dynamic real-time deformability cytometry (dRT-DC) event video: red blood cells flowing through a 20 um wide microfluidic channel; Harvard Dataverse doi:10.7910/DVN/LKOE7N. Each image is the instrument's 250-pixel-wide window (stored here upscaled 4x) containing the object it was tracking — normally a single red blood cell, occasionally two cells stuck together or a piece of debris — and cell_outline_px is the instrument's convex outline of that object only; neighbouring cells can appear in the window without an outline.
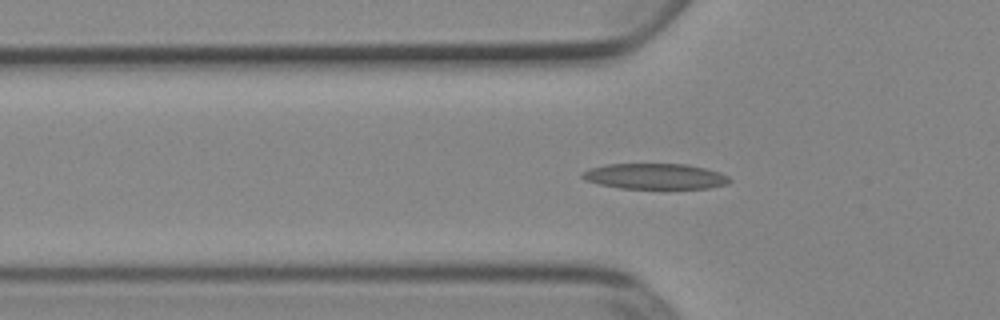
{"species": "Egyptian fruit bat (a non-hibernating species)", "species_latin": "Rousettus aegyptiacus", "temperature_condition": "cold", "stored_images_in_passage": 40, "camera_frame_rate_fps": 3000, "um_per_image_px": 0.085, "animal": {"sex": "female"}, "frame": {"image": 1, "passage_image": 9, "time_ms": 2.667, "image_size_px": [1000, 320], "cell_outline_px": [[732, 180], [728, 184], [708, 188], [620, 188], [600, 184], [584, 180], [580, 176], [584, 172], [592, 168], [608, 164], [688, 164], [720, 172], [728, 176]], "centroid_in_image_um": [55.72, 14.98], "position_along_channel_um": 70.1, "area_um2": 21.85}}
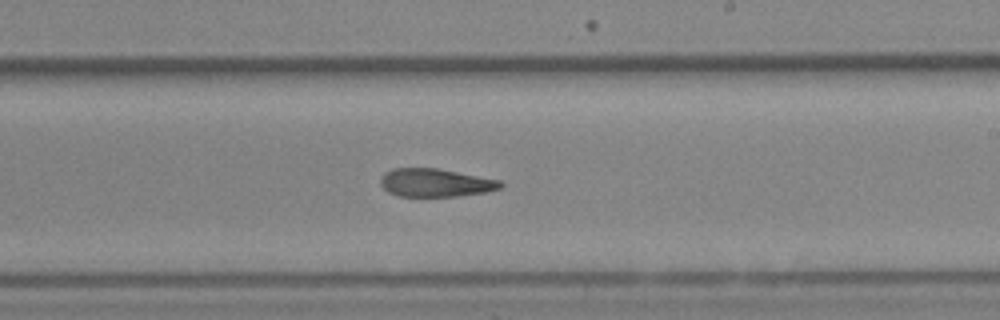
{"frame": {"image": 2, "passage_image": 23, "time_ms": 7.333, "image_size_px": [1000, 320], "cell_outline_px": [[504, 184], [500, 188], [488, 192], [460, 196], [396, 196], [388, 192], [380, 184], [380, 176], [384, 172], [392, 168], [436, 168], [500, 180]], "centroid_in_image_um": [36.99, 15.53], "position_along_channel_um": 252.0, "area_um2": 19.83}}
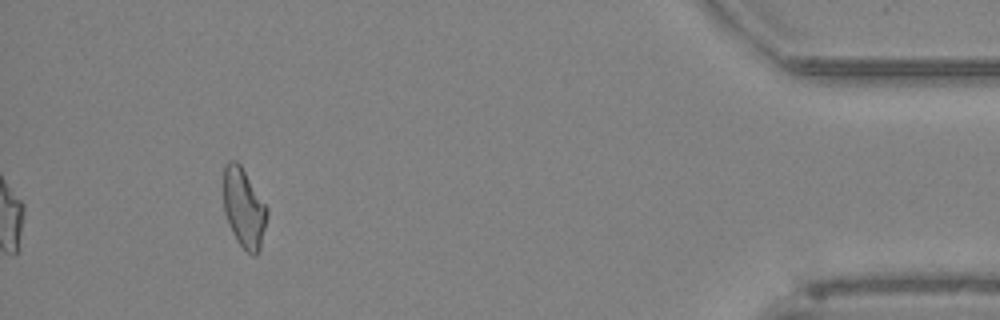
{"frame": {"image": 3, "passage_image": 40, "time_ms": 13.0, "image_size_px": [1000, 320], "cell_outline_px": [[268, 212], [260, 248], [256, 256], [252, 256], [236, 240], [228, 224], [224, 212], [224, 168], [232, 160], [236, 160], [240, 164], [268, 208]], "centroid_in_image_um": [20.73, 17.7], "position_along_channel_um": 414.5, "area_um2": 19.94}, "authors_computed_cell_mechanics": {"area_um2": 20.9236, "velocity_mm_per_s": 3.915, "shape_relaxation_time_tau1_ms": 9.0728, "shape_relaxation_time_tau2_ms": 3.2224, "deformation_change_tau1": 0.2135, "deformation_change_tau2": 0.121}}